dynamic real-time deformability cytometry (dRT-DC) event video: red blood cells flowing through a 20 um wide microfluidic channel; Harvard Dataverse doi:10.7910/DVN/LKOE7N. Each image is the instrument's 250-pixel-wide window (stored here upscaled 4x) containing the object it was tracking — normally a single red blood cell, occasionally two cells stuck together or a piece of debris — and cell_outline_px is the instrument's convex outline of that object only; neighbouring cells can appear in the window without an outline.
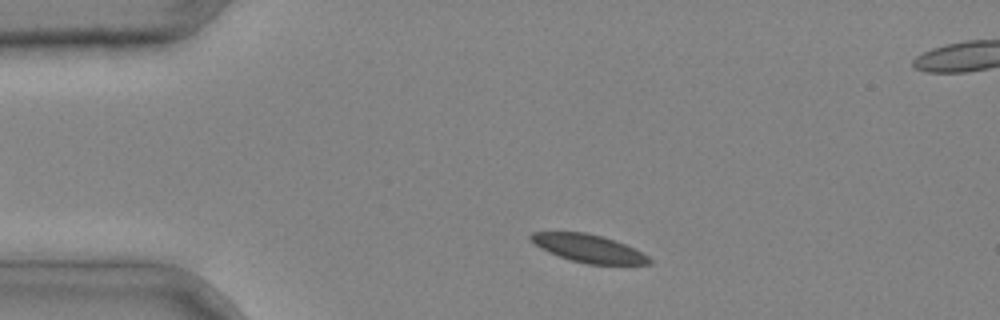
{"species": "common noctule bat (a hibernating species)", "species_latin": "Nyctalus noctula", "temperature_condition": "cold", "stored_images_in_passage": 3, "segment_of_instrument_passage": [1, 2], "camera_frame_rate_fps": 3000, "um_per_image_px": 0.085, "animal": {"sex": "male", "body_mass_g": 20.4}, "frame": {"image": 1, "passage_image": 1, "time_ms": 0.0, "image_size_px": [1000, 320], "cell_outline_px": [[652, 264], [588, 264], [572, 260], [548, 252], [540, 248], [528, 236], [532, 232], [588, 232], [604, 236], [624, 244], [648, 256], [652, 260]], "centroid_in_image_um": [50.02, 21.1], "position_along_channel_um": 35.0, "area_um2": 19.02}}